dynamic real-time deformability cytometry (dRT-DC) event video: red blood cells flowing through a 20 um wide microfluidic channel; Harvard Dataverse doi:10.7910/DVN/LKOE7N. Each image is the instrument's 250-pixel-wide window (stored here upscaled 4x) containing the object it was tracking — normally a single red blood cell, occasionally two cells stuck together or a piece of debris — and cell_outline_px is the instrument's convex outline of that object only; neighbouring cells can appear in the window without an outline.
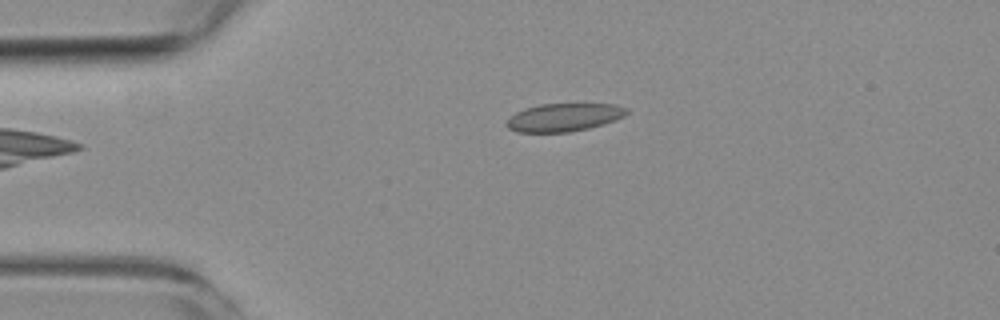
{"species": "common noctule bat (a hibernating species)", "species_latin": "Nyctalus noctula", "temperature_condition": "room temperature", "stored_images_in_passage": 5, "camera_frame_rate_fps": 3000, "um_per_image_px": 0.085, "animal": {"sex": "female", "body_mass_g": 19.3, "forearm_length_mm": 54.1}, "frame": {"image": 1, "passage_image": 5, "time_ms": 4.667, "image_size_px": [1000, 320], "cell_outline_px": [[628, 112], [624, 116], [616, 120], [604, 124], [588, 128], [568, 132], [516, 132], [508, 128], [504, 124], [516, 112], [524, 108], [540, 104], [616, 104], [628, 108]], "centroid_in_image_um": [47.94, 9.97], "position_along_channel_um": 37.1, "area_um2": 19.65}}